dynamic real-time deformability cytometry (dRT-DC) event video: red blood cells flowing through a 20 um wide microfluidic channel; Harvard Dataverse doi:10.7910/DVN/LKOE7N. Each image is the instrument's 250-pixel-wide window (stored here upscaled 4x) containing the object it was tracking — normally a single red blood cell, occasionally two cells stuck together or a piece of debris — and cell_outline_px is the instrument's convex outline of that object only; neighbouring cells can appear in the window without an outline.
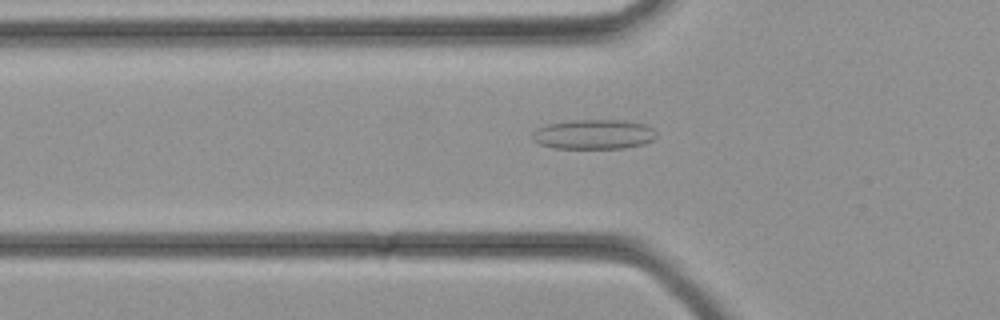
{"species": "common noctule bat (a hibernating species)", "species_latin": "Nyctalus noctula", "temperature_condition": "cold", "stored_images_in_passage": 26, "camera_frame_rate_fps": 3000, "um_per_image_px": 0.085, "animal": {"sex": "female", "body_mass_g": 21.9}, "frame": {"image": 1, "passage_image": 3, "time_ms": 0.667, "image_size_px": [1000, 320], "cell_outline_px": [[656, 136], [652, 140], [644, 144], [624, 148], [552, 148], [540, 144], [532, 140], [532, 132], [536, 128], [548, 124], [572, 120], [624, 120], [644, 124], [652, 128], [656, 132]], "centroid_in_image_um": [50.45, 11.42], "position_along_channel_um": 75.4, "area_um2": 21.56}}
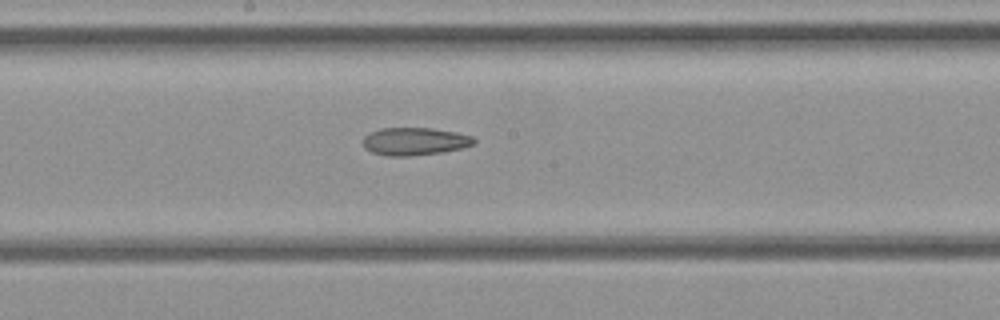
{"frame": {"image": 2, "passage_image": 10, "time_ms": 3.0, "image_size_px": [1000, 320], "cell_outline_px": [[476, 144], [460, 148], [440, 152], [408, 156], [388, 156], [372, 152], [364, 148], [364, 136], [380, 128], [432, 128], [456, 132], [472, 136], [476, 140]], "centroid_in_image_um": [35.26, 12.01], "position_along_channel_um": 212.9, "area_um2": 17.8}}
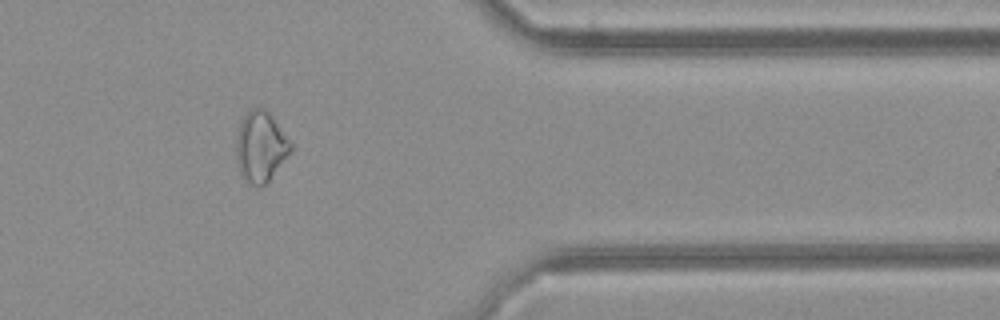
{"frame": {"image": 3, "passage_image": 20, "time_ms": 6.333, "image_size_px": [1000, 320], "cell_outline_px": [[292, 148], [268, 180], [260, 188], [244, 180], [240, 172], [236, 152], [236, 140], [240, 124], [244, 112], [248, 108], [264, 108], [272, 116], [292, 144]], "centroid_in_image_um": [22.12, 12.43], "position_along_channel_um": 389.3, "area_um2": 21.96}}